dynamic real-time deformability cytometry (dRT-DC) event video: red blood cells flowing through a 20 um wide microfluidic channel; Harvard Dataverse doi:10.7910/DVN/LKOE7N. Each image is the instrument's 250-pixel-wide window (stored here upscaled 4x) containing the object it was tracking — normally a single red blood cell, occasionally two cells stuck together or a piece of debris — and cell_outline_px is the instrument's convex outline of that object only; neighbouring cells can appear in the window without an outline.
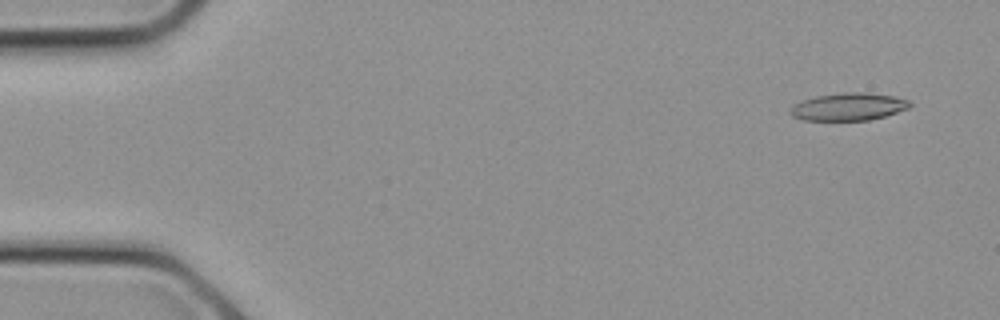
{"species": "common noctule bat (a hibernating species)", "species_latin": "Nyctalus noctula", "temperature_condition": "cold", "stored_images_in_passage": 8, "camera_frame_rate_fps": 3000, "um_per_image_px": 0.085, "animal": {"sex": "female", "body_mass_g": 21.9}, "frame": {"image": 1, "passage_image": 2, "time_ms": 0.333, "image_size_px": [1000, 320], "cell_outline_px": [[912, 104], [908, 108], [884, 116], [868, 120], [804, 120], [792, 116], [788, 112], [792, 104], [816, 96], [844, 92], [864, 92], [892, 96], [908, 100]], "centroid_in_image_um": [72.08, 9.07], "position_along_channel_um": 12.9, "area_um2": 19.07}}
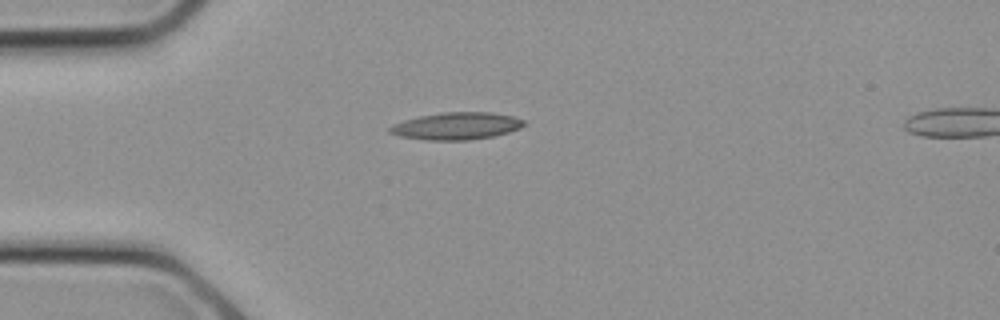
{"frame": {"image": 2, "passage_image": 7, "time_ms": 2.0, "image_size_px": [1000, 320], "cell_outline_px": [[524, 124], [520, 128], [508, 132], [492, 136], [468, 140], [424, 140], [400, 136], [388, 132], [388, 128], [392, 124], [404, 120], [420, 116], [444, 112], [492, 112], [512, 116], [524, 120]], "centroid_in_image_um": [38.77, 10.71], "position_along_channel_um": 46.2, "area_um2": 21.21}}